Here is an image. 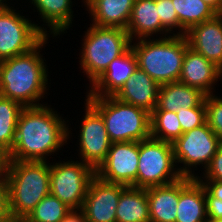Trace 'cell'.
Masks as SVG:
<instances>
[{
    "label": "cell",
    "mask_w": 222,
    "mask_h": 222,
    "mask_svg": "<svg viewBox=\"0 0 222 222\" xmlns=\"http://www.w3.org/2000/svg\"><path fill=\"white\" fill-rule=\"evenodd\" d=\"M51 105L24 107L20 113L10 159L44 161L70 138V128ZM47 157V158H46Z\"/></svg>",
    "instance_id": "cell-1"
},
{
    "label": "cell",
    "mask_w": 222,
    "mask_h": 222,
    "mask_svg": "<svg viewBox=\"0 0 222 222\" xmlns=\"http://www.w3.org/2000/svg\"><path fill=\"white\" fill-rule=\"evenodd\" d=\"M48 38L31 51L0 62V96L24 107L42 105L39 101L47 94L49 72L40 50L48 43Z\"/></svg>",
    "instance_id": "cell-2"
},
{
    "label": "cell",
    "mask_w": 222,
    "mask_h": 222,
    "mask_svg": "<svg viewBox=\"0 0 222 222\" xmlns=\"http://www.w3.org/2000/svg\"><path fill=\"white\" fill-rule=\"evenodd\" d=\"M7 182L10 215L25 220L50 195V163L11 160Z\"/></svg>",
    "instance_id": "cell-3"
},
{
    "label": "cell",
    "mask_w": 222,
    "mask_h": 222,
    "mask_svg": "<svg viewBox=\"0 0 222 222\" xmlns=\"http://www.w3.org/2000/svg\"><path fill=\"white\" fill-rule=\"evenodd\" d=\"M187 45L185 35L131 41L137 66L160 85L179 80Z\"/></svg>",
    "instance_id": "cell-4"
},
{
    "label": "cell",
    "mask_w": 222,
    "mask_h": 222,
    "mask_svg": "<svg viewBox=\"0 0 222 222\" xmlns=\"http://www.w3.org/2000/svg\"><path fill=\"white\" fill-rule=\"evenodd\" d=\"M101 114L111 143L140 142L151 137L150 113L114 96H86Z\"/></svg>",
    "instance_id": "cell-5"
},
{
    "label": "cell",
    "mask_w": 222,
    "mask_h": 222,
    "mask_svg": "<svg viewBox=\"0 0 222 222\" xmlns=\"http://www.w3.org/2000/svg\"><path fill=\"white\" fill-rule=\"evenodd\" d=\"M90 25L82 40L79 64L92 85L113 59L131 47V39L126 29Z\"/></svg>",
    "instance_id": "cell-6"
},
{
    "label": "cell",
    "mask_w": 222,
    "mask_h": 222,
    "mask_svg": "<svg viewBox=\"0 0 222 222\" xmlns=\"http://www.w3.org/2000/svg\"><path fill=\"white\" fill-rule=\"evenodd\" d=\"M175 166L178 167L172 143L152 137L140 141L136 188L163 186L179 180L183 176Z\"/></svg>",
    "instance_id": "cell-7"
},
{
    "label": "cell",
    "mask_w": 222,
    "mask_h": 222,
    "mask_svg": "<svg viewBox=\"0 0 222 222\" xmlns=\"http://www.w3.org/2000/svg\"><path fill=\"white\" fill-rule=\"evenodd\" d=\"M7 5L0 10V62L25 54L45 37L46 27L38 26Z\"/></svg>",
    "instance_id": "cell-8"
},
{
    "label": "cell",
    "mask_w": 222,
    "mask_h": 222,
    "mask_svg": "<svg viewBox=\"0 0 222 222\" xmlns=\"http://www.w3.org/2000/svg\"><path fill=\"white\" fill-rule=\"evenodd\" d=\"M95 170L81 160L50 164V194L70 209H81Z\"/></svg>",
    "instance_id": "cell-9"
},
{
    "label": "cell",
    "mask_w": 222,
    "mask_h": 222,
    "mask_svg": "<svg viewBox=\"0 0 222 222\" xmlns=\"http://www.w3.org/2000/svg\"><path fill=\"white\" fill-rule=\"evenodd\" d=\"M172 144L176 165L183 164V167L177 168L179 173L183 177L197 178L192 172V168L195 169L201 164L206 169L222 143L205 122L203 125L183 133Z\"/></svg>",
    "instance_id": "cell-10"
},
{
    "label": "cell",
    "mask_w": 222,
    "mask_h": 222,
    "mask_svg": "<svg viewBox=\"0 0 222 222\" xmlns=\"http://www.w3.org/2000/svg\"><path fill=\"white\" fill-rule=\"evenodd\" d=\"M85 102L78 151L82 162L96 171L108 155L111 141L101 114L87 100Z\"/></svg>",
    "instance_id": "cell-11"
},
{
    "label": "cell",
    "mask_w": 222,
    "mask_h": 222,
    "mask_svg": "<svg viewBox=\"0 0 222 222\" xmlns=\"http://www.w3.org/2000/svg\"><path fill=\"white\" fill-rule=\"evenodd\" d=\"M139 142L111 143L104 162L95 175L104 181L136 187Z\"/></svg>",
    "instance_id": "cell-12"
},
{
    "label": "cell",
    "mask_w": 222,
    "mask_h": 222,
    "mask_svg": "<svg viewBox=\"0 0 222 222\" xmlns=\"http://www.w3.org/2000/svg\"><path fill=\"white\" fill-rule=\"evenodd\" d=\"M122 184L107 182L95 175L88 187L82 206L87 222H116V210Z\"/></svg>",
    "instance_id": "cell-13"
},
{
    "label": "cell",
    "mask_w": 222,
    "mask_h": 222,
    "mask_svg": "<svg viewBox=\"0 0 222 222\" xmlns=\"http://www.w3.org/2000/svg\"><path fill=\"white\" fill-rule=\"evenodd\" d=\"M185 37L189 47L222 70V14L192 26Z\"/></svg>",
    "instance_id": "cell-14"
},
{
    "label": "cell",
    "mask_w": 222,
    "mask_h": 222,
    "mask_svg": "<svg viewBox=\"0 0 222 222\" xmlns=\"http://www.w3.org/2000/svg\"><path fill=\"white\" fill-rule=\"evenodd\" d=\"M221 77V69L187 45L179 82L210 95L214 92L213 85Z\"/></svg>",
    "instance_id": "cell-15"
},
{
    "label": "cell",
    "mask_w": 222,
    "mask_h": 222,
    "mask_svg": "<svg viewBox=\"0 0 222 222\" xmlns=\"http://www.w3.org/2000/svg\"><path fill=\"white\" fill-rule=\"evenodd\" d=\"M137 67L136 55L130 47L123 55L110 62L105 72L90 86L86 96H114L133 76Z\"/></svg>",
    "instance_id": "cell-16"
},
{
    "label": "cell",
    "mask_w": 222,
    "mask_h": 222,
    "mask_svg": "<svg viewBox=\"0 0 222 222\" xmlns=\"http://www.w3.org/2000/svg\"><path fill=\"white\" fill-rule=\"evenodd\" d=\"M160 84L137 67L132 77L114 95L118 100L141 108L150 114L158 103Z\"/></svg>",
    "instance_id": "cell-17"
},
{
    "label": "cell",
    "mask_w": 222,
    "mask_h": 222,
    "mask_svg": "<svg viewBox=\"0 0 222 222\" xmlns=\"http://www.w3.org/2000/svg\"><path fill=\"white\" fill-rule=\"evenodd\" d=\"M176 222H208L205 188L197 178L179 179Z\"/></svg>",
    "instance_id": "cell-18"
},
{
    "label": "cell",
    "mask_w": 222,
    "mask_h": 222,
    "mask_svg": "<svg viewBox=\"0 0 222 222\" xmlns=\"http://www.w3.org/2000/svg\"><path fill=\"white\" fill-rule=\"evenodd\" d=\"M126 31L131 41L152 38L153 34L168 37V31L162 26L155 0H134ZM135 39V40H134Z\"/></svg>",
    "instance_id": "cell-19"
},
{
    "label": "cell",
    "mask_w": 222,
    "mask_h": 222,
    "mask_svg": "<svg viewBox=\"0 0 222 222\" xmlns=\"http://www.w3.org/2000/svg\"><path fill=\"white\" fill-rule=\"evenodd\" d=\"M93 25L127 29L134 0H84Z\"/></svg>",
    "instance_id": "cell-20"
},
{
    "label": "cell",
    "mask_w": 222,
    "mask_h": 222,
    "mask_svg": "<svg viewBox=\"0 0 222 222\" xmlns=\"http://www.w3.org/2000/svg\"><path fill=\"white\" fill-rule=\"evenodd\" d=\"M150 222H176L179 180L146 188Z\"/></svg>",
    "instance_id": "cell-21"
},
{
    "label": "cell",
    "mask_w": 222,
    "mask_h": 222,
    "mask_svg": "<svg viewBox=\"0 0 222 222\" xmlns=\"http://www.w3.org/2000/svg\"><path fill=\"white\" fill-rule=\"evenodd\" d=\"M206 97L201 90L179 81L160 85L158 103L154 110L177 112L179 108H193L200 105Z\"/></svg>",
    "instance_id": "cell-22"
},
{
    "label": "cell",
    "mask_w": 222,
    "mask_h": 222,
    "mask_svg": "<svg viewBox=\"0 0 222 222\" xmlns=\"http://www.w3.org/2000/svg\"><path fill=\"white\" fill-rule=\"evenodd\" d=\"M35 6L37 12L51 32L50 34L58 36L65 33V30L71 27L73 21L72 0H30ZM72 4V5H71Z\"/></svg>",
    "instance_id": "cell-23"
},
{
    "label": "cell",
    "mask_w": 222,
    "mask_h": 222,
    "mask_svg": "<svg viewBox=\"0 0 222 222\" xmlns=\"http://www.w3.org/2000/svg\"><path fill=\"white\" fill-rule=\"evenodd\" d=\"M116 222H150L146 188L127 186L121 192Z\"/></svg>",
    "instance_id": "cell-24"
},
{
    "label": "cell",
    "mask_w": 222,
    "mask_h": 222,
    "mask_svg": "<svg viewBox=\"0 0 222 222\" xmlns=\"http://www.w3.org/2000/svg\"><path fill=\"white\" fill-rule=\"evenodd\" d=\"M180 23V35L194 25L213 19L217 13L203 0H172Z\"/></svg>",
    "instance_id": "cell-25"
},
{
    "label": "cell",
    "mask_w": 222,
    "mask_h": 222,
    "mask_svg": "<svg viewBox=\"0 0 222 222\" xmlns=\"http://www.w3.org/2000/svg\"><path fill=\"white\" fill-rule=\"evenodd\" d=\"M23 108L21 103L0 96V147L9 153L15 141L17 122Z\"/></svg>",
    "instance_id": "cell-26"
},
{
    "label": "cell",
    "mask_w": 222,
    "mask_h": 222,
    "mask_svg": "<svg viewBox=\"0 0 222 222\" xmlns=\"http://www.w3.org/2000/svg\"><path fill=\"white\" fill-rule=\"evenodd\" d=\"M151 137L174 143L181 135L182 128L176 112L153 110L150 114Z\"/></svg>",
    "instance_id": "cell-27"
},
{
    "label": "cell",
    "mask_w": 222,
    "mask_h": 222,
    "mask_svg": "<svg viewBox=\"0 0 222 222\" xmlns=\"http://www.w3.org/2000/svg\"><path fill=\"white\" fill-rule=\"evenodd\" d=\"M71 209L51 194L44 197L24 222H62Z\"/></svg>",
    "instance_id": "cell-28"
},
{
    "label": "cell",
    "mask_w": 222,
    "mask_h": 222,
    "mask_svg": "<svg viewBox=\"0 0 222 222\" xmlns=\"http://www.w3.org/2000/svg\"><path fill=\"white\" fill-rule=\"evenodd\" d=\"M206 123L218 136L222 143V97L214 94L206 95Z\"/></svg>",
    "instance_id": "cell-29"
},
{
    "label": "cell",
    "mask_w": 222,
    "mask_h": 222,
    "mask_svg": "<svg viewBox=\"0 0 222 222\" xmlns=\"http://www.w3.org/2000/svg\"><path fill=\"white\" fill-rule=\"evenodd\" d=\"M182 128V134L206 122V105L203 101L200 105L193 108H179L176 112Z\"/></svg>",
    "instance_id": "cell-30"
},
{
    "label": "cell",
    "mask_w": 222,
    "mask_h": 222,
    "mask_svg": "<svg viewBox=\"0 0 222 222\" xmlns=\"http://www.w3.org/2000/svg\"><path fill=\"white\" fill-rule=\"evenodd\" d=\"M158 7L159 18L162 26L171 35H180V23L176 14V10L173 6L172 0H155ZM173 29H177L178 32L174 33ZM173 31V34H172Z\"/></svg>",
    "instance_id": "cell-31"
},
{
    "label": "cell",
    "mask_w": 222,
    "mask_h": 222,
    "mask_svg": "<svg viewBox=\"0 0 222 222\" xmlns=\"http://www.w3.org/2000/svg\"><path fill=\"white\" fill-rule=\"evenodd\" d=\"M204 172V177H202L203 179L196 175L198 180L205 179L222 182V144L218 147L216 154L212 157L209 166L204 170Z\"/></svg>",
    "instance_id": "cell-32"
},
{
    "label": "cell",
    "mask_w": 222,
    "mask_h": 222,
    "mask_svg": "<svg viewBox=\"0 0 222 222\" xmlns=\"http://www.w3.org/2000/svg\"><path fill=\"white\" fill-rule=\"evenodd\" d=\"M205 199L208 221H222V201L212 197L206 190Z\"/></svg>",
    "instance_id": "cell-33"
},
{
    "label": "cell",
    "mask_w": 222,
    "mask_h": 222,
    "mask_svg": "<svg viewBox=\"0 0 222 222\" xmlns=\"http://www.w3.org/2000/svg\"><path fill=\"white\" fill-rule=\"evenodd\" d=\"M10 215L7 178H0V218Z\"/></svg>",
    "instance_id": "cell-34"
},
{
    "label": "cell",
    "mask_w": 222,
    "mask_h": 222,
    "mask_svg": "<svg viewBox=\"0 0 222 222\" xmlns=\"http://www.w3.org/2000/svg\"><path fill=\"white\" fill-rule=\"evenodd\" d=\"M205 190L214 198L222 201V182L217 180H199Z\"/></svg>",
    "instance_id": "cell-35"
},
{
    "label": "cell",
    "mask_w": 222,
    "mask_h": 222,
    "mask_svg": "<svg viewBox=\"0 0 222 222\" xmlns=\"http://www.w3.org/2000/svg\"><path fill=\"white\" fill-rule=\"evenodd\" d=\"M10 153L0 147V178H7L10 167Z\"/></svg>",
    "instance_id": "cell-36"
},
{
    "label": "cell",
    "mask_w": 222,
    "mask_h": 222,
    "mask_svg": "<svg viewBox=\"0 0 222 222\" xmlns=\"http://www.w3.org/2000/svg\"><path fill=\"white\" fill-rule=\"evenodd\" d=\"M62 222H87L82 209H71Z\"/></svg>",
    "instance_id": "cell-37"
},
{
    "label": "cell",
    "mask_w": 222,
    "mask_h": 222,
    "mask_svg": "<svg viewBox=\"0 0 222 222\" xmlns=\"http://www.w3.org/2000/svg\"><path fill=\"white\" fill-rule=\"evenodd\" d=\"M208 4L217 14H221L222 0H203Z\"/></svg>",
    "instance_id": "cell-38"
},
{
    "label": "cell",
    "mask_w": 222,
    "mask_h": 222,
    "mask_svg": "<svg viewBox=\"0 0 222 222\" xmlns=\"http://www.w3.org/2000/svg\"><path fill=\"white\" fill-rule=\"evenodd\" d=\"M0 222H24V220L9 215L5 218H0Z\"/></svg>",
    "instance_id": "cell-39"
},
{
    "label": "cell",
    "mask_w": 222,
    "mask_h": 222,
    "mask_svg": "<svg viewBox=\"0 0 222 222\" xmlns=\"http://www.w3.org/2000/svg\"><path fill=\"white\" fill-rule=\"evenodd\" d=\"M7 0H0V10L3 9L7 4Z\"/></svg>",
    "instance_id": "cell-40"
}]
</instances>
